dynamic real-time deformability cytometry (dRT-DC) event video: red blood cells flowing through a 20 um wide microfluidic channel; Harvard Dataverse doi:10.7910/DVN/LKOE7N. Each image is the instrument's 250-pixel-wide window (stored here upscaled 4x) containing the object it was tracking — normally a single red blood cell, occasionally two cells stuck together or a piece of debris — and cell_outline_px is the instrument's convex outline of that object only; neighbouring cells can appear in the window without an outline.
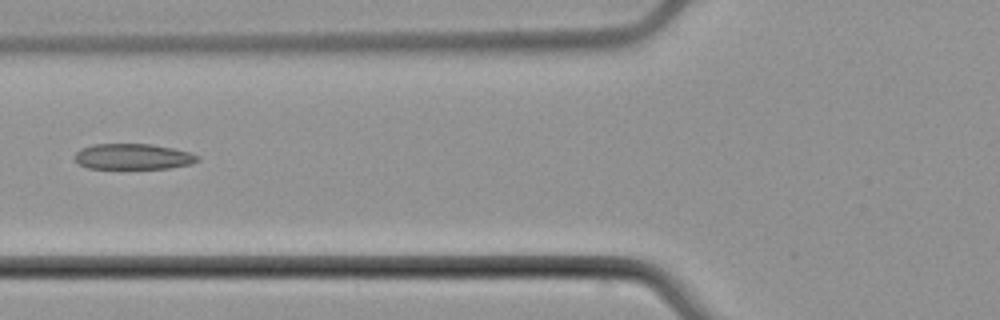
{"species": "common noctule bat (a hibernating species)", "species_latin": "Nyctalus noctula", "temperature_condition": "cold", "stored_images_in_passage": 5, "camera_frame_rate_fps": 3000, "um_per_image_px": 0.085, "animal": {"sex": "male", "body_mass_g": 21.5, "forearm_length_mm": 52.0}, "frame": {"image": 1, "passage_image": 4, "time_ms": 4.0, "image_size_px": [1000, 320], "cell_outline_px": [[200, 160], [192, 164], [168, 168], [88, 168], [80, 164], [76, 160], [76, 152], [80, 148], [92, 144], [152, 144], [172, 148], [188, 152], [200, 156]], "centroid_in_image_um": [11.33, 13.3], "position_along_channel_um": 114.5, "area_um2": 18.32}}
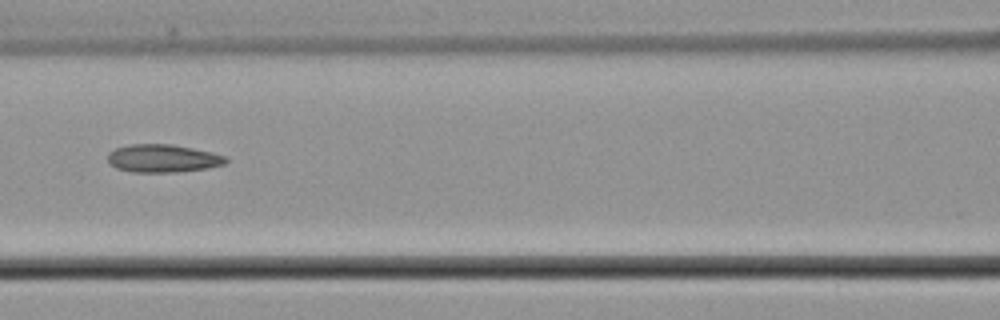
{"frame": {"image": 2, "passage_image": 5, "time_ms": 5.0, "image_size_px": [1000, 320], "cell_outline_px": [[228, 160], [224, 164], [208, 168], [176, 172], [132, 172], [116, 168], [108, 160], [108, 152], [116, 148], [128, 144], [172, 144], [212, 152], [224, 156]], "centroid_in_image_um": [13.83, 13.46], "position_along_channel_um": 152.8, "area_um2": 19.19}}